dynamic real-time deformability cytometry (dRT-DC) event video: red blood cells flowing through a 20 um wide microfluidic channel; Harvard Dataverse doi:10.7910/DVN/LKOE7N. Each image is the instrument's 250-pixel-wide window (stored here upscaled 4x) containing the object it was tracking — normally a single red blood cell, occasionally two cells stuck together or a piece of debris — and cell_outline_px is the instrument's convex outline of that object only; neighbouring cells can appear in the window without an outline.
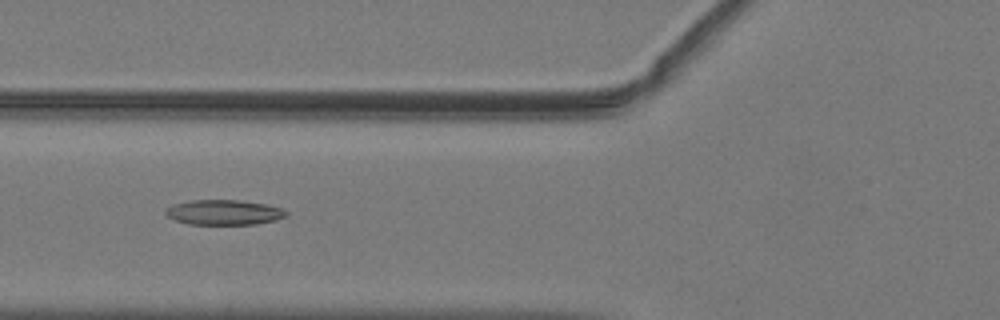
{"species": "common noctule bat (a hibernating species)", "species_latin": "Nyctalus noctula", "temperature_condition": "warm", "stored_images_in_passage": 41, "camera_frame_rate_fps": 3000, "um_per_image_px": 0.085, "animal": {"sex": "male", "body_mass_g": 19.2, "forearm_length_mm": 51.8}, "frame": {"image": 1, "passage_image": 10, "time_ms": 3.0, "image_size_px": [1000, 320], "cell_outline_px": [[288, 216], [276, 220], [256, 224], [188, 224], [176, 220], [168, 216], [164, 212], [164, 208], [172, 204], [192, 200], [240, 200], [264, 204], [284, 208], [288, 212]], "centroid_in_image_um": [19.05, 18.04], "position_along_channel_um": 106.8, "area_um2": 17.74}}
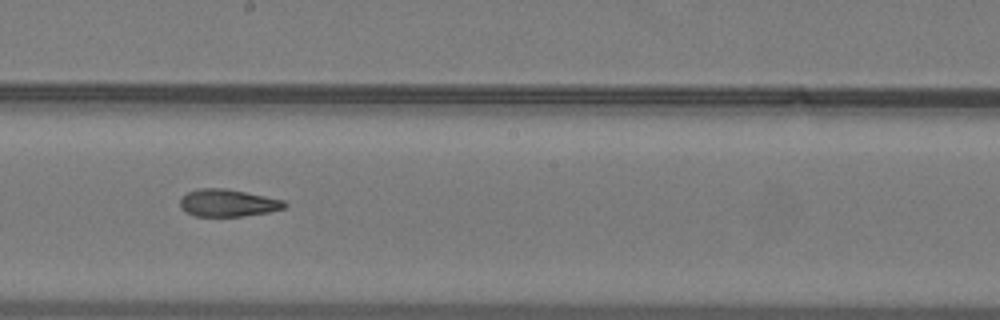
{"frame": {"image": 2, "passage_image": 19, "time_ms": 6.0, "image_size_px": [1000, 320], "cell_outline_px": [[288, 204], [284, 208], [268, 212], [240, 216], [192, 216], [180, 204], [180, 200], [188, 192], [200, 188], [224, 188], [284, 200]], "centroid_in_image_um": [19.38, 17.25], "position_along_channel_um": 228.8, "area_um2": 16.3}}
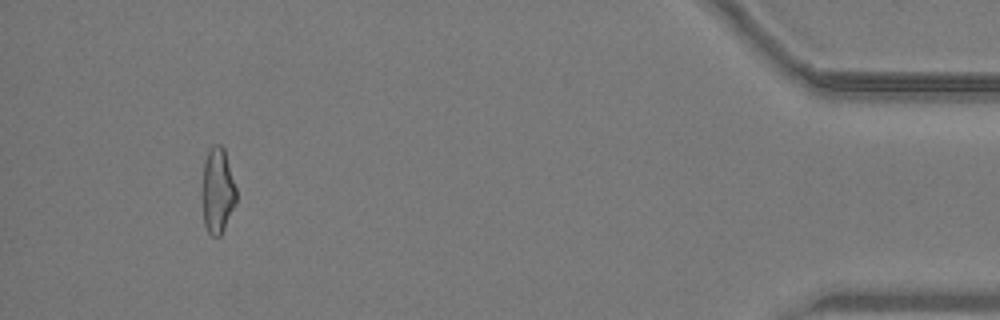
{"frame": {"image": 3, "passage_image": 38, "time_ms": 12.333, "image_size_px": [1000, 320], "cell_outline_px": [[236, 200], [224, 228], [220, 236], [212, 236], [208, 232], [204, 224], [200, 192], [204, 160], [208, 148], [212, 144], [220, 144], [224, 148], [236, 188]], "centroid_in_image_um": [18.44, 16.16], "position_along_channel_um": 416.8, "area_um2": 17.4}, "authors_computed_cell_mechanics": {"area_um2": 17.34, "velocity_mm_per_s": 4.052, "shape_relaxation_time_tau1_ms": null, "shape_relaxation_time_tau2_ms": 3.0197, "deformation_change_tau1": null, "deformation_change_tau2": 0.1174}}